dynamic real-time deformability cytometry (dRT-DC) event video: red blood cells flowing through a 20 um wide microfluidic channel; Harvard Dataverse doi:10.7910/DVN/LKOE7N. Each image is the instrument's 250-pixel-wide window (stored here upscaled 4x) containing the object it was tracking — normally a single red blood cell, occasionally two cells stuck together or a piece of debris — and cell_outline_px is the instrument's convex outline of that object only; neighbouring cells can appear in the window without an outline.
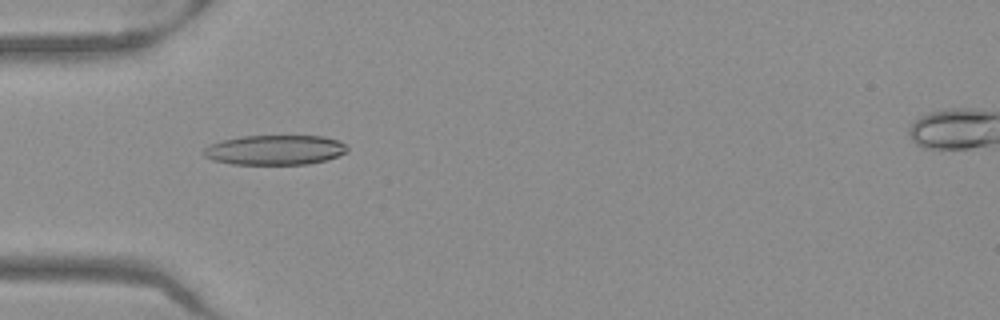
{"species": "Egyptian fruit bat (a non-hibernating species)", "species_latin": "Rousettus aegyptiacus", "temperature_condition": "warm", "stored_images_in_passage": 51, "camera_frame_rate_fps": 3000, "um_per_image_px": 0.085, "frame": {"image": 1, "passage_image": 16, "time_ms": 5.0, "image_size_px": [1000, 320], "cell_outline_px": [[348, 152], [324, 160], [308, 164], [232, 164], [212, 160], [204, 156], [200, 152], [208, 144], [240, 136], [324, 136], [340, 140], [348, 148]], "centroid_in_image_um": [23.34, 12.74], "position_along_channel_um": 61.7, "area_um2": 25.09}}
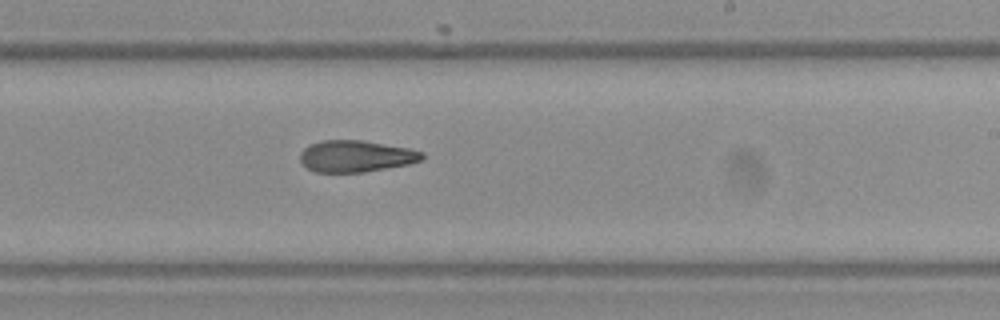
{"frame": {"image": 2, "passage_image": 31, "time_ms": 10.0, "image_size_px": [1000, 320], "cell_outline_px": [[424, 160], [408, 164], [364, 172], [316, 172], [308, 168], [300, 160], [300, 152], [304, 148], [312, 144], [324, 140], [360, 140], [408, 148], [424, 152]], "centroid_in_image_um": [30.27, 13.28], "position_along_channel_um": 258.7, "area_um2": 22.31}}
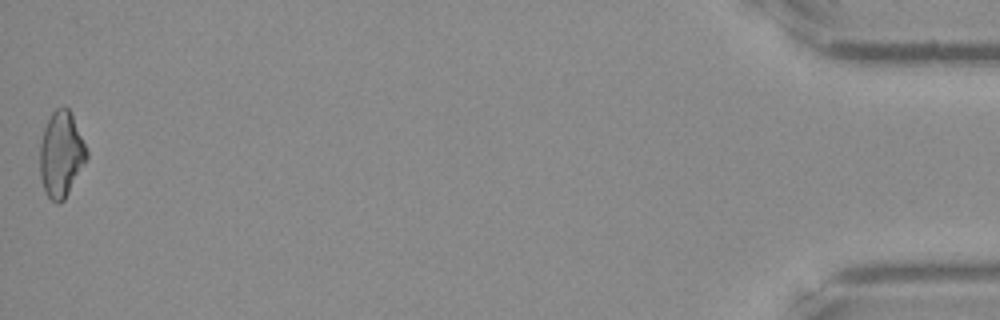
{"frame": {"image": 3, "passage_image": 51, "time_ms": 16.667, "image_size_px": [1000, 320], "cell_outline_px": [[88, 156], [64, 200], [60, 204], [56, 204], [44, 192], [40, 176], [40, 144], [44, 128], [52, 112], [56, 108], [64, 104], [68, 108], [72, 116], [88, 152]], "centroid_in_image_um": [5.17, 13.12], "position_along_channel_um": 430.0, "area_um2": 23.12}, "authors_computed_cell_mechanics": {"area_um2": 23.5246, "velocity_mm_per_s": 3.9819, "shape_relaxation_time_tau1_ms": null, "shape_relaxation_time_tau2_ms": 5.9394, "deformation_change_tau1": null, "deformation_change_tau2": 0.1632}}